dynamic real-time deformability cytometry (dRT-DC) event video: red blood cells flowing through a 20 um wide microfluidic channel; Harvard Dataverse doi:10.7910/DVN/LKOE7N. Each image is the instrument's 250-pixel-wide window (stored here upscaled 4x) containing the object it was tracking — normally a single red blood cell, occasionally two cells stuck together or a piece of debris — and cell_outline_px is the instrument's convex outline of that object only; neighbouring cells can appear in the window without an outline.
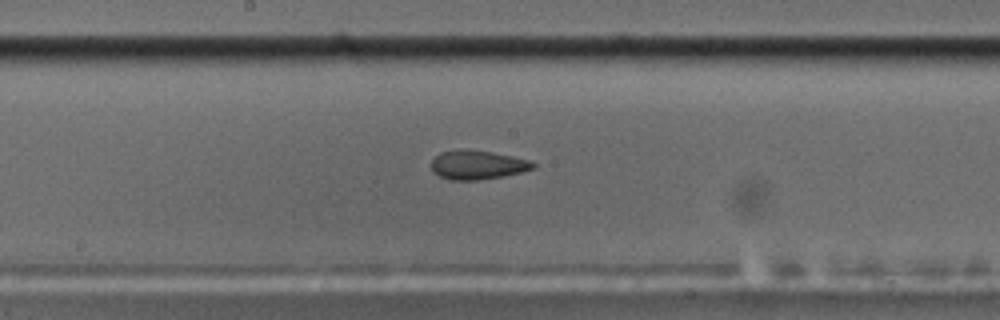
{"species": "common noctule bat (a hibernating species)", "species_latin": "Nyctalus noctula", "temperature_condition": "cold", "stored_images_in_passage": 57, "camera_frame_rate_fps": 3000, "um_per_image_px": 0.085, "animal": {"sex": "male", "body_mass_g": 17.5, "forearm_length_mm": 52.3}, "frame": {"image": 1, "passage_image": 30, "time_ms": 9.667, "image_size_px": [1000, 320], "cell_outline_px": [[536, 168], [504, 176], [476, 180], [448, 180], [432, 172], [432, 160], [440, 152], [492, 152], [512, 156], [528, 160], [536, 164]], "centroid_in_image_um": [40.61, 14.06], "position_along_channel_um": 207.6, "area_um2": 16.53}}
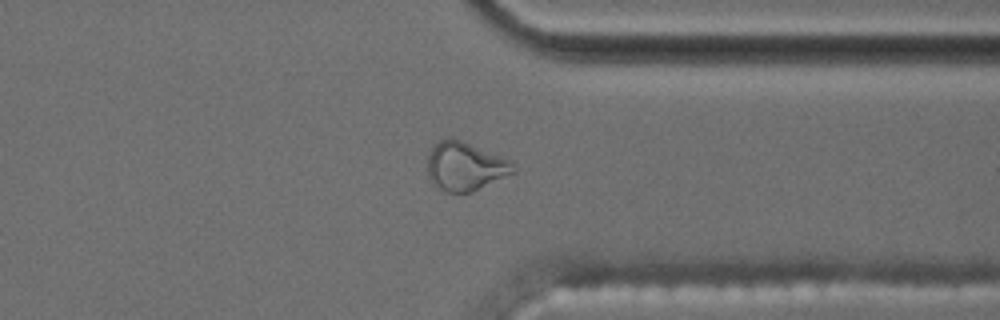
{"frame": {"image": 2, "passage_image": 44, "time_ms": 14.333, "image_size_px": [1000, 320], "cell_outline_px": [[516, 172], [472, 192], [448, 192], [432, 184], [428, 176], [428, 156], [432, 148], [440, 140], [460, 140], [508, 160], [516, 168]], "centroid_in_image_um": [39.53, 14.18], "position_along_channel_um": 371.9, "area_um2": 23.64}}
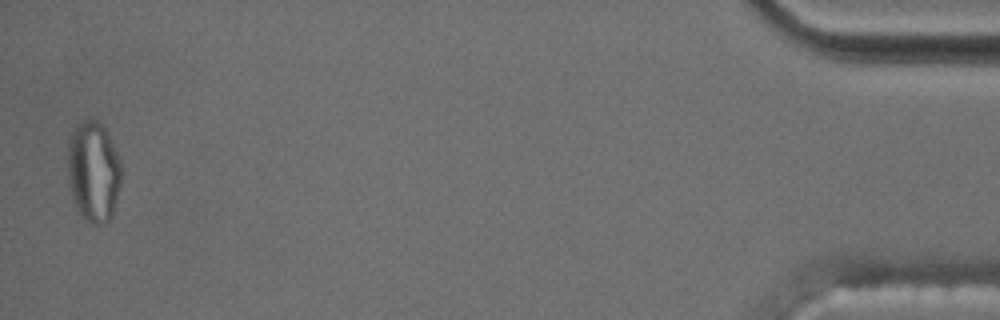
{"frame": {"image": 3, "passage_image": 56, "time_ms": 18.333, "image_size_px": [1000, 320], "cell_outline_px": [[120, 184], [112, 216], [104, 224], [92, 224], [80, 212], [72, 196], [68, 184], [68, 144], [72, 132], [84, 120], [96, 120], [104, 124], [120, 160]], "centroid_in_image_um": [7.95, 14.56], "position_along_channel_um": 427.3, "area_um2": 31.1}, "authors_computed_cell_mechanics": {"area_um2": 17.6868, "velocity_mm_per_s": 3.5473, "shape_relaxation_time_tau1_ms": null, "shape_relaxation_time_tau2_ms": 2.1033, "deformation_change_tau1": null, "deformation_change_tau2": 0.0756}}